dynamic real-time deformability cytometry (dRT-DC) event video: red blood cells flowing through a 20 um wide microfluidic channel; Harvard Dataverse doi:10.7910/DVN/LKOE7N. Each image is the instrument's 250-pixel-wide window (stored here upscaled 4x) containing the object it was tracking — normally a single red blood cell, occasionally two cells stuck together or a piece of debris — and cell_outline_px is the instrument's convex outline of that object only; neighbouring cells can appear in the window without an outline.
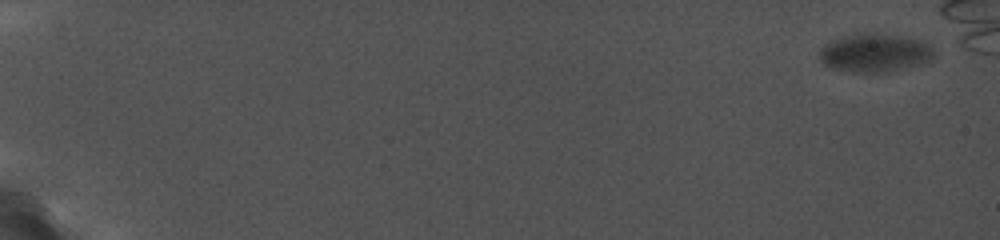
{"species": "common noctule bat (a hibernating species)", "species_latin": "Nyctalus noctula", "temperature_condition": "cold", "stored_images_in_passage": 69, "camera_frame_rate_fps": 5000, "um_per_image_px": 0.085, "animal": {"sex": "female", "body_mass_g": 19.0, "forearm_length_mm": 56.7}, "frame": {"image": 1, "passage_image": 1, "time_ms": 0.0, "image_size_px": [1000, 240], "cell_outline_px": [[936, 56], [932, 60], [920, 64], [888, 72], [856, 72], [832, 68], [824, 64], [820, 60], [820, 48], [824, 44], [848, 36], [896, 36], [916, 40], [928, 44], [936, 52]], "centroid_in_image_um": [74.39, 4.56], "position_along_channel_um": 10.6, "area_um2": 24.51}}
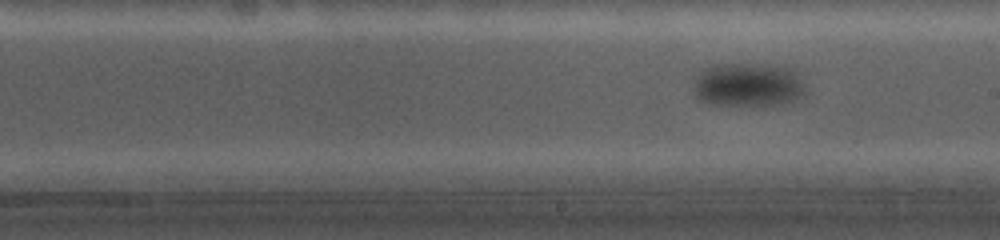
{"frame": {"image": 2, "passage_image": 50, "time_ms": 13.0, "image_size_px": [1000, 240], "cell_outline_px": [[800, 92], [796, 100], [784, 104], [716, 104], [704, 100], [700, 96], [696, 88], [696, 84], [700, 72], [704, 68], [720, 64], [760, 64], [788, 68], [792, 72], [800, 88]], "centroid_in_image_um": [63.53, 7.19], "position_along_channel_um": 225.5, "area_um2": 26.65}}
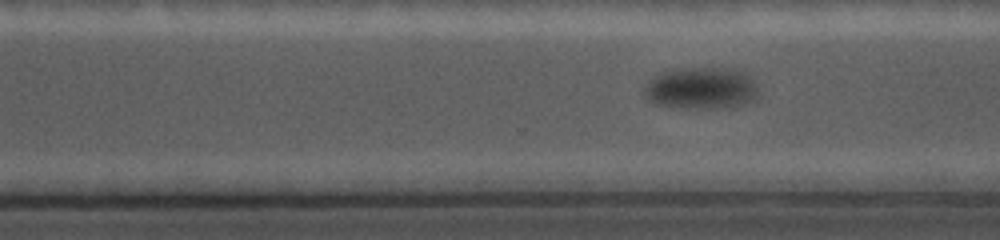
{"frame": {"image": 3, "passage_image": 64, "time_ms": 15.6, "image_size_px": [1000, 240], "cell_outline_px": [[756, 92], [752, 100], [740, 104], [708, 108], [688, 108], [664, 104], [656, 100], [648, 92], [648, 88], [664, 72], [680, 68], [712, 68], [740, 72], [748, 76], [752, 80], [756, 88]], "centroid_in_image_um": [59.72, 7.49], "position_along_channel_um": 310.9, "area_um2": 25.37}}